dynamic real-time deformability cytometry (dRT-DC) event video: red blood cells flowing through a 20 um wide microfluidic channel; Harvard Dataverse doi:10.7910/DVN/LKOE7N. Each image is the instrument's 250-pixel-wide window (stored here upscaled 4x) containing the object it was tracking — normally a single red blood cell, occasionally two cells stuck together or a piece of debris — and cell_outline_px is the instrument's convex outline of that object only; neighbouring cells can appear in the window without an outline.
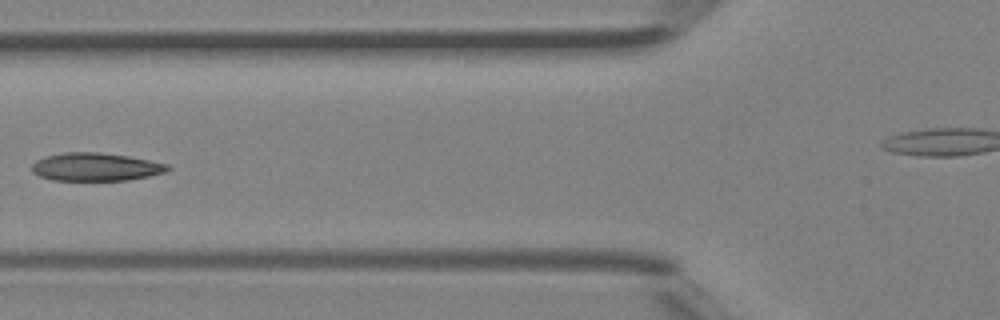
{"species": "Egyptian fruit bat (a non-hibernating species)", "species_latin": "Rousettus aegyptiacus", "temperature_condition": "room temperature", "stored_images_in_passage": 6, "camera_frame_rate_fps": 3000, "um_per_image_px": 0.085, "animal": {"sex": "female"}, "frame": {"image": 1, "passage_image": 6, "time_ms": 1.667, "image_size_px": [1000, 320], "cell_outline_px": [[172, 168], [164, 172], [148, 176], [128, 180], [52, 180], [40, 176], [32, 172], [32, 164], [36, 160], [48, 156], [64, 152], [96, 152], [128, 156], [168, 164]], "centroid_in_image_um": [8.13, 14.19], "position_along_channel_um": 117.7, "area_um2": 22.02}}